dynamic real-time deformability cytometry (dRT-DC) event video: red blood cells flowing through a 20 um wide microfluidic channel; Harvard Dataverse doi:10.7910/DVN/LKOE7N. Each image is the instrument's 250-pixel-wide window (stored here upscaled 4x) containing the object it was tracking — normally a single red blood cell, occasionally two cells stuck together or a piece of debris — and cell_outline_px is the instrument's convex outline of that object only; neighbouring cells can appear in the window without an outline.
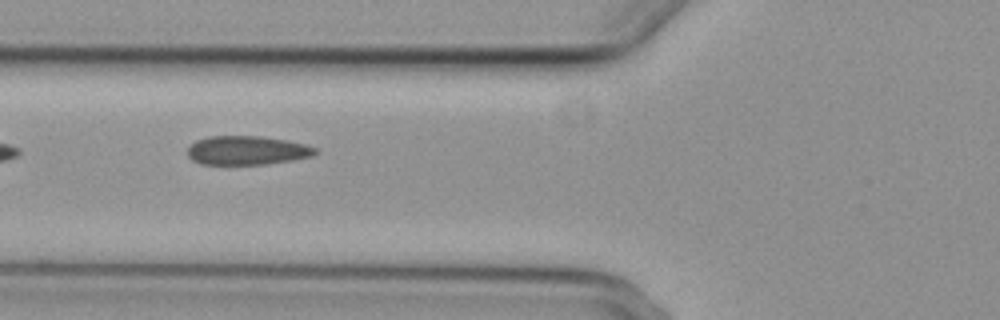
{"species": "common noctule bat (a hibernating species)", "species_latin": "Nyctalus noctula", "temperature_condition": "cold", "stored_images_in_passage": 8, "camera_frame_rate_fps": 3000, "um_per_image_px": 0.085, "animal": {"sex": "female", "body_mass_g": 29.2, "forearm_length_mm": 56.3}, "frame": {"image": 1, "passage_image": 5, "time_ms": 5.0, "image_size_px": [1000, 320], "cell_outline_px": [[316, 152], [312, 156], [292, 160], [268, 164], [200, 164], [192, 160], [188, 156], [188, 148], [196, 140], [208, 136], [260, 136], [284, 140], [304, 144], [316, 148]], "centroid_in_image_um": [20.96, 12.78], "position_along_channel_um": 104.8, "area_um2": 21.39}}
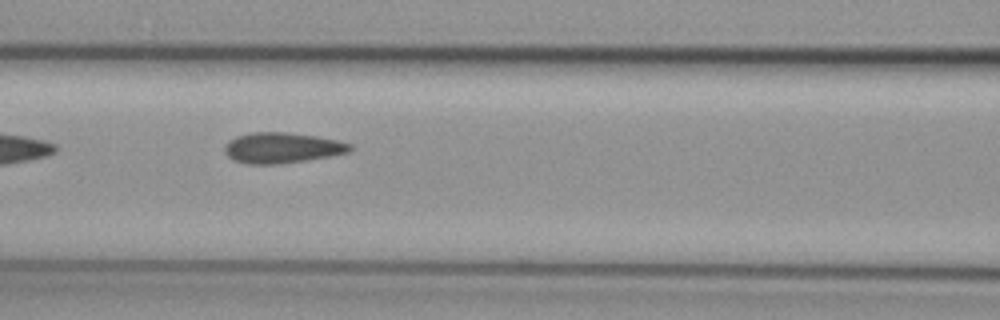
{"frame": {"image": 2, "passage_image": 6, "time_ms": 6.0, "image_size_px": [1000, 320], "cell_outline_px": [[352, 148], [348, 152], [328, 156], [304, 160], [276, 164], [248, 164], [232, 160], [224, 152], [224, 148], [228, 140], [236, 136], [252, 132], [284, 132], [316, 136], [336, 140], [352, 144]], "centroid_in_image_um": [23.92, 12.56], "position_along_channel_um": 142.7, "area_um2": 22.2}}
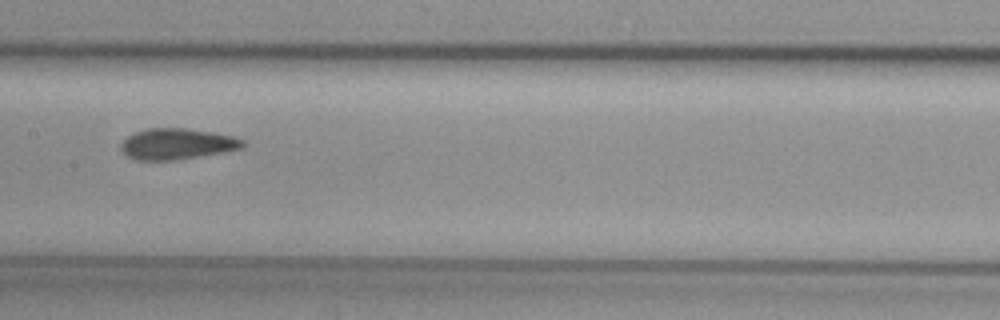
{"frame": {"image": 3, "passage_image": 7, "time_ms": 7.333, "image_size_px": [1000, 320], "cell_outline_px": [[244, 148], [224, 152], [172, 160], [140, 160], [128, 156], [120, 148], [120, 144], [132, 132], [148, 128], [184, 128], [212, 132], [232, 136], [244, 140]], "centroid_in_image_um": [15.04, 12.22], "position_along_channel_um": 192.4, "area_um2": 21.85}}